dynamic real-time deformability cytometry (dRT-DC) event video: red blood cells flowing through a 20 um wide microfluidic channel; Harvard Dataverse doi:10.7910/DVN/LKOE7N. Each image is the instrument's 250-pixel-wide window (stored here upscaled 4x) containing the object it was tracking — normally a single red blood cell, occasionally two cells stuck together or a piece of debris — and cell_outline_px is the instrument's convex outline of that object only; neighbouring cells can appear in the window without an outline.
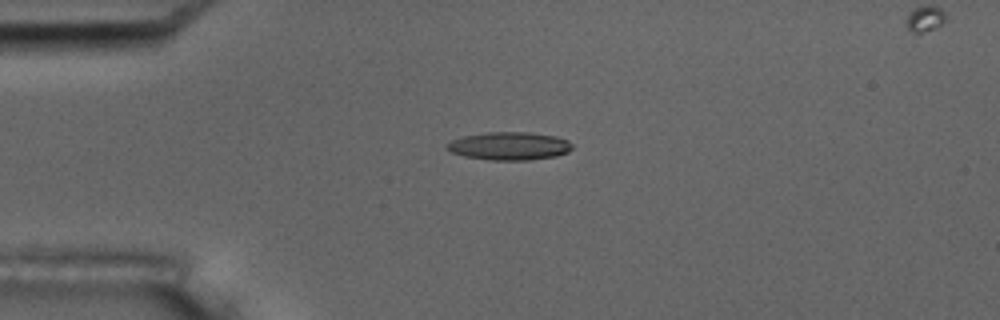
{"species": "common noctule bat (a hibernating species)", "species_latin": "Nyctalus noctula", "temperature_condition": "room temperature", "stored_images_in_passage": 43, "camera_frame_rate_fps": 3000, "um_per_image_px": 0.085, "animal": {"sex": "male", "body_mass_g": 17.5, "forearm_length_mm": 52.3}, "frame": {"image": 1, "passage_image": 1, "time_ms": 0.0, "image_size_px": [1000, 320], "cell_outline_px": [[572, 148], [568, 152], [556, 156], [528, 160], [488, 160], [464, 156], [452, 152], [444, 148], [444, 144], [452, 140], [464, 136], [488, 132], [528, 132], [556, 136], [568, 140], [572, 144]], "centroid_in_image_um": [43.28, 12.41], "position_along_channel_um": 41.7, "area_um2": 20.58}}
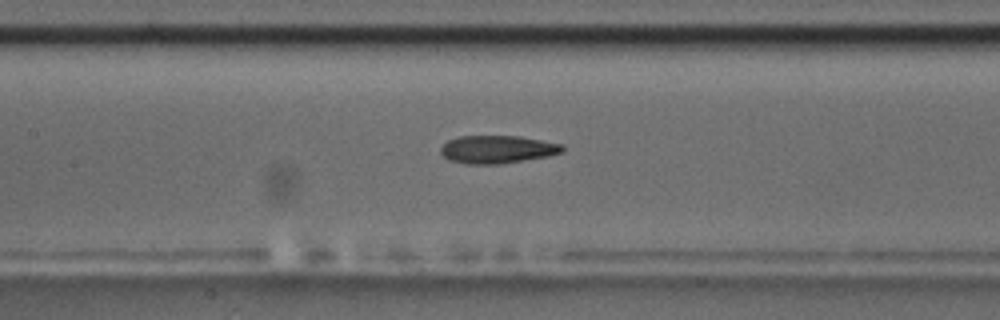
{"frame": {"image": 2, "passage_image": 13, "time_ms": 4.0, "image_size_px": [1000, 320], "cell_outline_px": [[564, 152], [548, 156], [500, 164], [468, 164], [448, 160], [440, 152], [440, 148], [448, 140], [460, 136], [520, 136], [564, 144]], "centroid_in_image_um": [42.29, 12.69], "position_along_channel_um": 165.1, "area_um2": 19.88}}
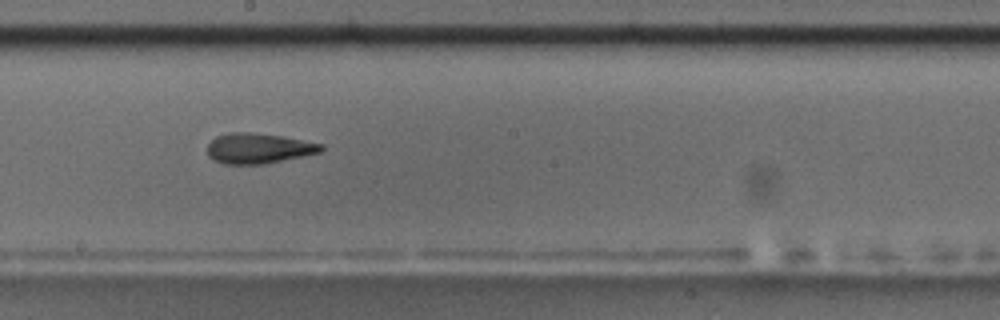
{"frame": {"image": 3, "passage_image": 18, "time_ms": 5.667, "image_size_px": [1000, 320], "cell_outline_px": [[324, 148], [320, 152], [264, 164], [224, 164], [208, 156], [208, 144], [216, 136], [228, 132], [248, 132], [280, 136], [324, 144]], "centroid_in_image_um": [21.95, 12.6], "position_along_channel_um": 226.2, "area_um2": 19.88}}